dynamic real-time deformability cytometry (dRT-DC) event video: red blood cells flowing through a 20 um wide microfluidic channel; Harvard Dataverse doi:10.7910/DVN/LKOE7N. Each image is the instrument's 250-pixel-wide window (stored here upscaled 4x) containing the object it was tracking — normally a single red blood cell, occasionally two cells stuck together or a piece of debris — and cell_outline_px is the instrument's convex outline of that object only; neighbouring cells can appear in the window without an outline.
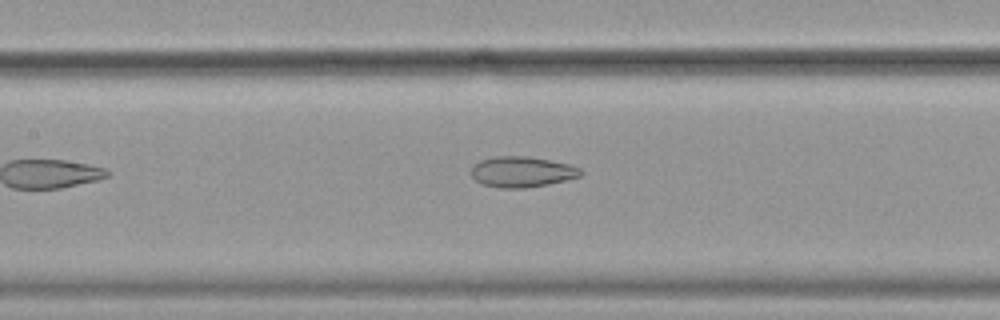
{"species": "common noctule bat (a hibernating species)", "species_latin": "Nyctalus noctula", "temperature_condition": "cold", "stored_images_in_passage": 20, "camera_frame_rate_fps": 3000, "um_per_image_px": 0.085, "animal": {"sex": "female", "body_mass_g": 19.9}, "frame": {"image": 1, "passage_image": 9, "time_ms": 2.667, "image_size_px": [1000, 320], "cell_outline_px": [[584, 172], [580, 176], [548, 184], [524, 188], [504, 188], [480, 184], [472, 176], [472, 164], [480, 160], [496, 156], [528, 156], [568, 164], [580, 168]], "centroid_in_image_um": [44.34, 14.6], "position_along_channel_um": 163.1, "area_um2": 19.48}}